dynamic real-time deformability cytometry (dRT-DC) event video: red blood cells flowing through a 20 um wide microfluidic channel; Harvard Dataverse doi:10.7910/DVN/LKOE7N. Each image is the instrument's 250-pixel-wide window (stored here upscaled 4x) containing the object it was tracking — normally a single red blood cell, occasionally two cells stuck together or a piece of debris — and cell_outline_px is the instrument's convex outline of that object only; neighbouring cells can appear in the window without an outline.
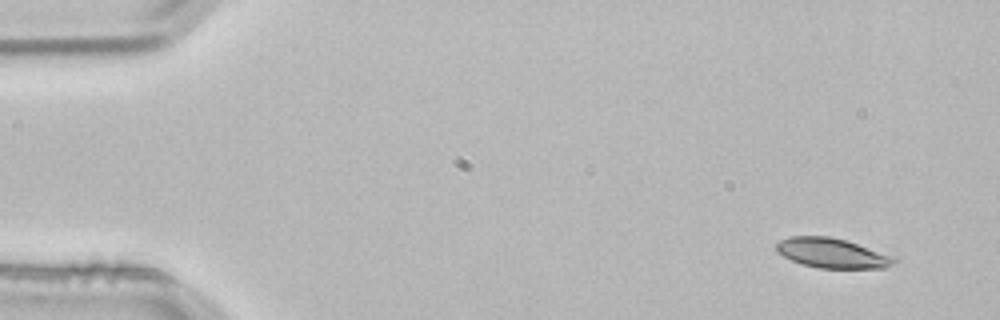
{"species": "common noctule bat (a hibernating species)", "species_latin": "Nyctalus noctula", "temperature_condition": "room temperature", "stored_images_in_passage": 4, "segment_of_instrument_passage": [1, 2], "camera_frame_rate_fps": 3000, "um_per_image_px": 0.085, "animal": {"sex": "male", "body_mass_g": 21.5, "forearm_length_mm": 52.0}, "frame": {"image": 1, "passage_image": 1, "time_ms": 0.0, "image_size_px": [1000, 320], "cell_outline_px": [[900, 264], [884, 268], [820, 268], [800, 264], [776, 252], [776, 244], [780, 240], [788, 236], [828, 236], [844, 240], [896, 256], [900, 260]], "centroid_in_image_um": [70.8, 21.53], "position_along_channel_um": 14.2, "area_um2": 20.75}}
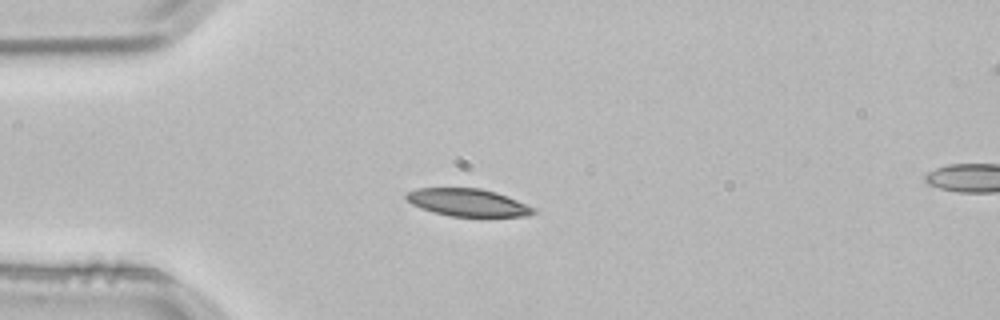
{"frame": {"image": 2, "passage_image": 3, "time_ms": 0.667, "image_size_px": [1000, 320], "cell_outline_px": [[536, 212], [528, 216], [452, 216], [432, 212], [420, 208], [412, 204], [404, 196], [408, 192], [416, 188], [480, 188], [496, 192], [536, 208]], "centroid_in_image_um": [39.75, 17.21], "position_along_channel_um": 45.3, "area_um2": 20.29}}